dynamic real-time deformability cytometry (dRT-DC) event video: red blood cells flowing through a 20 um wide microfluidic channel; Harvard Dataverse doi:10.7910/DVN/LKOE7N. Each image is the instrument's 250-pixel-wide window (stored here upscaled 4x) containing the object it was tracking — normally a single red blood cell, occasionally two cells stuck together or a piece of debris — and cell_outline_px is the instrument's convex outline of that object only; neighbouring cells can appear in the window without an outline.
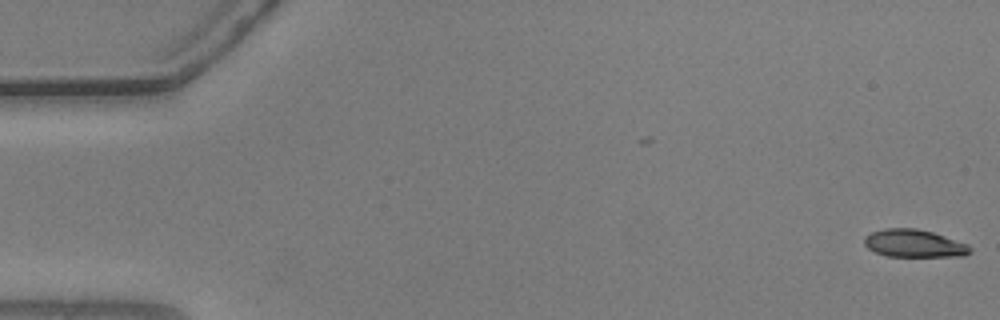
{"species": "common noctule bat (a hibernating species)", "species_latin": "Nyctalus noctula", "temperature_condition": "warm", "stored_images_in_passage": 4, "camera_frame_rate_fps": 3000, "um_per_image_px": 0.085, "animal": {"sex": "male", "body_mass_g": 20.5, "forearm_length_mm": 52.5}, "frame": {"image": 1, "passage_image": 4, "time_ms": 1.0, "image_size_px": [1000, 320], "cell_outline_px": [[972, 252], [964, 256], [888, 256], [876, 252], [868, 248], [864, 244], [864, 236], [872, 232], [884, 228], [916, 228], [932, 232], [968, 244], [972, 248]], "centroid_in_image_um": [77.71, 20.69], "position_along_channel_um": 7.3, "area_um2": 17.05}}